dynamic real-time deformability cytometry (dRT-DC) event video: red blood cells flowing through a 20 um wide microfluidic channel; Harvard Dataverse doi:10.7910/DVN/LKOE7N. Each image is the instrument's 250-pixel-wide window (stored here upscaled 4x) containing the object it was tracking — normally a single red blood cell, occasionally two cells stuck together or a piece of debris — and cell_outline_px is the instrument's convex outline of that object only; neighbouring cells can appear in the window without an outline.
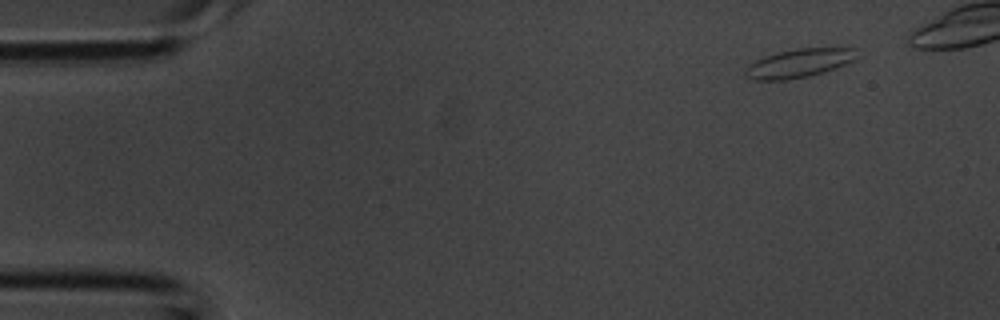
{"species": "common noctule bat (a hibernating species)", "species_latin": "Nyctalus noctula", "temperature_condition": "room temperature", "stored_images_in_passage": 3, "camera_frame_rate_fps": 3000, "um_per_image_px": 0.085, "animal": {"sex": "male", "body_mass_g": 20.1, "forearm_length_mm": 53.5}, "frame": {"image": 1, "passage_image": 1, "time_ms": 0.0, "image_size_px": [1000, 320], "cell_outline_px": [[852, 60], [844, 64], [808, 76], [784, 80], [756, 80], [748, 76], [744, 72], [756, 60], [780, 52], [800, 48], [852, 48]], "centroid_in_image_um": [67.85, 5.38], "position_along_channel_um": 17.2, "area_um2": 17.46}}